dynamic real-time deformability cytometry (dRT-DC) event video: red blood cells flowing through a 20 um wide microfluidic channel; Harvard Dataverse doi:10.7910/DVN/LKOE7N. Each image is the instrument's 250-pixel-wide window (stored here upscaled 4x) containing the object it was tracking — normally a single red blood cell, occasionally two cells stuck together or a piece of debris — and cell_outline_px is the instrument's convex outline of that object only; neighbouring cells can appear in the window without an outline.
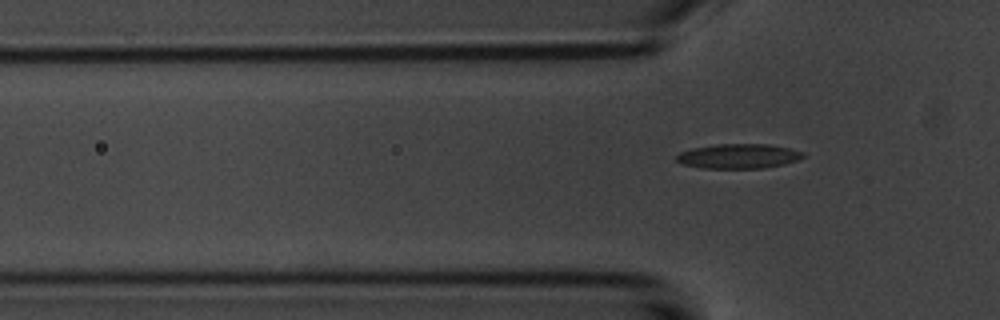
{"species": "common noctule bat (a hibernating species)", "species_latin": "Nyctalus noctula", "temperature_condition": "room temperature", "stored_images_in_passage": 6, "camera_frame_rate_fps": 3000, "um_per_image_px": 0.085, "animal": {"sex": "male", "body_mass_g": 20.1, "forearm_length_mm": 53.5}, "frame": {"image": 1, "passage_image": 6, "time_ms": 6.667, "image_size_px": [1000, 320], "cell_outline_px": [[804, 156], [796, 160], [784, 164], [764, 168], [700, 168], [684, 164], [676, 160], [676, 156], [680, 152], [692, 148], [716, 144], [768, 144], [788, 148], [804, 152]], "centroid_in_image_um": [62.76, 13.27], "position_along_channel_um": 63.0, "area_um2": 18.09}}